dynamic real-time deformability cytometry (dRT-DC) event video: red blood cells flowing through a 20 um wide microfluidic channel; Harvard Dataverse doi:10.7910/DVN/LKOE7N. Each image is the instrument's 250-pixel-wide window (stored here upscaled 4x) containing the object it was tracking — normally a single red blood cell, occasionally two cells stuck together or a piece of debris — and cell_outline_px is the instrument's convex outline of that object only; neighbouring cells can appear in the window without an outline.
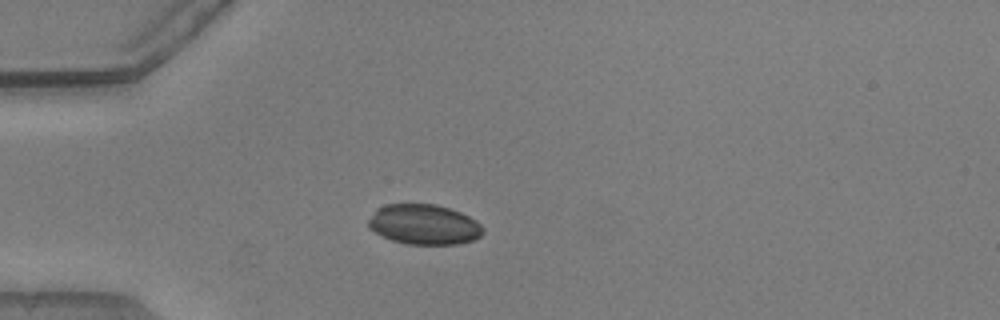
{"species": "common noctule bat (a hibernating species)", "species_latin": "Nyctalus noctula", "temperature_condition": "warm", "stored_images_in_passage": 39, "camera_frame_rate_fps": 3000, "um_per_image_px": 0.085, "animal": {"sex": "male", "body_mass_g": 20.5, "forearm_length_mm": 52.5}, "frame": {"image": 1, "passage_image": 1, "time_ms": 0.0, "image_size_px": [1000, 320], "cell_outline_px": [[484, 232], [480, 236], [472, 240], [456, 244], [408, 244], [392, 240], [368, 228], [368, 220], [376, 208], [384, 204], [436, 204], [460, 212], [476, 220], [484, 228]], "centroid_in_image_um": [36.03, 19.07], "position_along_channel_um": 49.0, "area_um2": 26.76}}
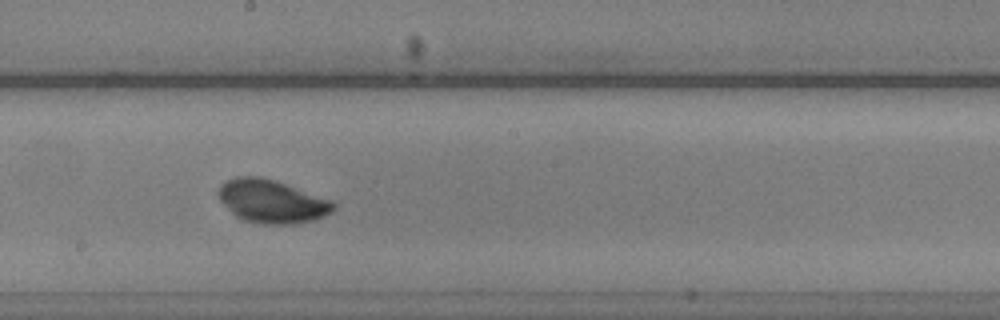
{"frame": {"image": 2, "passage_image": 16, "time_ms": 5.0, "image_size_px": [1000, 320], "cell_outline_px": [[336, 208], [332, 212], [324, 216], [312, 220], [292, 224], [260, 224], [244, 220], [236, 216], [220, 200], [216, 192], [220, 184], [236, 176], [260, 176], [332, 200], [336, 204]], "centroid_in_image_um": [23.08, 17.12], "position_along_channel_um": 225.1, "area_um2": 28.78}}
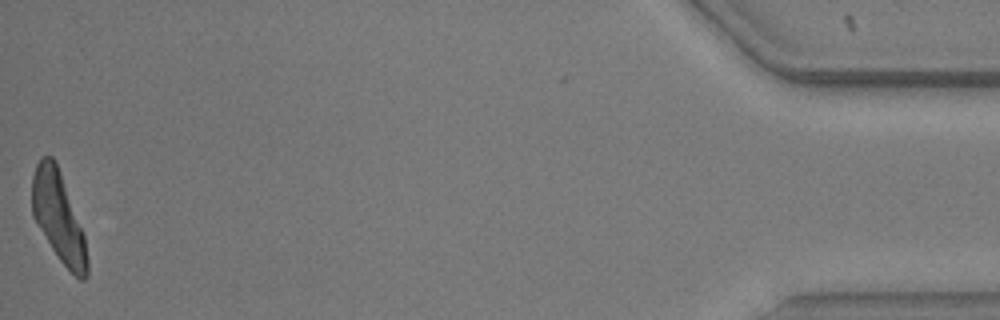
{"frame": {"image": 3, "passage_image": 39, "time_ms": 12.667, "image_size_px": [1000, 320], "cell_outline_px": [[88, 276], [84, 280], [80, 280], [60, 260], [52, 248], [32, 216], [32, 176], [36, 164], [40, 156], [52, 156], [56, 164], [84, 236], [88, 260]], "centroid_in_image_um": [4.95, 18.46], "position_along_channel_um": 430.3, "area_um2": 28.03}, "authors_computed_cell_mechanics": {"area_um2": 28.322, "velocity_mm_per_s": 3.851, "shape_relaxation_time_tau1_ms": 1.1131, "shape_relaxation_time_tau2_ms": 1.245, "deformation_change_tau1": 0.0411, "deformation_change_tau2": 0.03}}